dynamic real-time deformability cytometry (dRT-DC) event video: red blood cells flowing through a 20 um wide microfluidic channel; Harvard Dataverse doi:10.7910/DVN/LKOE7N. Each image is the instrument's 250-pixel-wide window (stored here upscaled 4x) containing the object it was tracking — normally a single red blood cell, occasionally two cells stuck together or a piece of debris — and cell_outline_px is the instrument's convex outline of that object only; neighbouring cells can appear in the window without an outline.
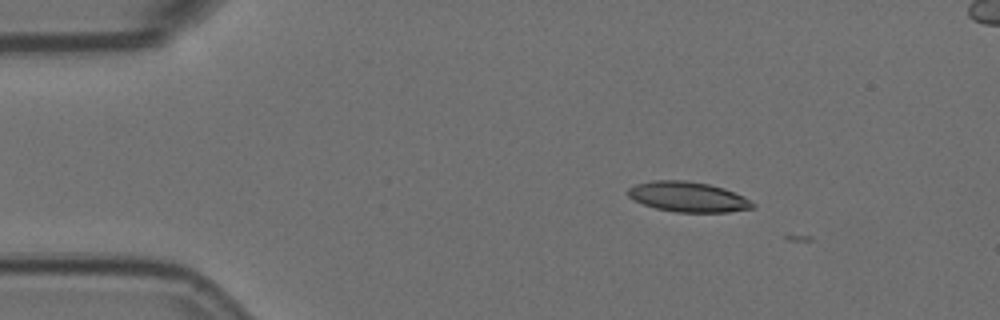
{"species": "Egyptian fruit bat (a non-hibernating species)", "species_latin": "Rousettus aegyptiacus", "temperature_condition": "room temperature", "stored_images_in_passage": 2, "camera_frame_rate_fps": 3000, "um_per_image_px": 0.085, "animal": {"sex": "female"}, "frame": {"image": 1, "passage_image": 1, "time_ms": 0.0, "image_size_px": [1000, 320], "cell_outline_px": [[756, 208], [728, 212], [676, 212], [656, 208], [632, 200], [628, 196], [628, 188], [636, 184], [652, 180], [684, 180], [708, 184], [724, 188], [744, 196], [756, 204]], "centroid_in_image_um": [58.5, 16.73], "position_along_channel_um": 26.5, "area_um2": 22.02}}